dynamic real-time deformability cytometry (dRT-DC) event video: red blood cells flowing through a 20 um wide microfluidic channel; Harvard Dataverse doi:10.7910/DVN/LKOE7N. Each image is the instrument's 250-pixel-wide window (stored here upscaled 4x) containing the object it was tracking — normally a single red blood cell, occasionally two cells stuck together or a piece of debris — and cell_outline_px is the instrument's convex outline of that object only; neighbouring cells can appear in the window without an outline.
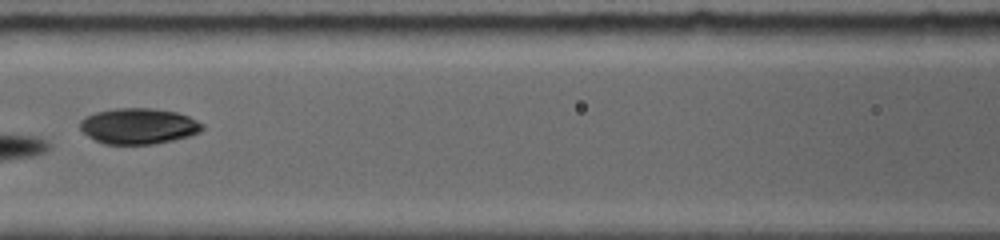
{"species": "common noctule bat (a hibernating species)", "species_latin": "Nyctalus noctula", "temperature_condition": "room temperature", "stored_images_in_passage": 9, "camera_frame_rate_fps": 5000, "um_per_image_px": 0.085, "animal": {"sex": "female", "body_mass_g": 19.0, "forearm_length_mm": 56.7}, "frame": {"image": 1, "passage_image": 7, "time_ms": 5.6, "image_size_px": [1000, 240], "cell_outline_px": [[204, 128], [200, 132], [188, 136], [172, 140], [152, 144], [104, 144], [88, 136], [80, 128], [80, 120], [84, 116], [96, 112], [116, 108], [152, 108], [176, 112], [188, 116], [204, 124]], "centroid_in_image_um": [11.77, 10.71], "position_along_channel_um": 154.8, "area_um2": 25.49}}